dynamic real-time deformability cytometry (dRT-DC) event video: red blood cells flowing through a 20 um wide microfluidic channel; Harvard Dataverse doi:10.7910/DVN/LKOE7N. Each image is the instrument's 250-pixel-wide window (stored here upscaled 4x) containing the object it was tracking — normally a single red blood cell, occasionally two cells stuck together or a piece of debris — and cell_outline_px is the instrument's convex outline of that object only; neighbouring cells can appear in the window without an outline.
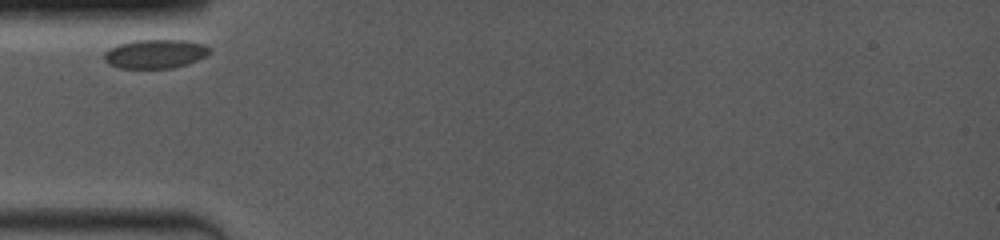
{"species": "common noctule bat (a hibernating species)", "species_latin": "Nyctalus noctula", "temperature_condition": "room temperature", "stored_images_in_passage": 1, "camera_frame_rate_fps": 4000, "um_per_image_px": 0.085, "animal": {"sex": "female", "body_mass_g": 19.0, "forearm_length_mm": 53.3}, "frame": {"image": 1, "passage_image": 1, "time_ms": 0.0, "image_size_px": [1000, 240], "cell_outline_px": [[212, 52], [188, 64], [172, 68], [120, 68], [108, 64], [104, 60], [104, 52], [108, 48], [116, 44], [136, 40], [188, 40], [204, 44], [212, 48]], "centroid_in_image_um": [13.19, 4.57], "position_along_channel_um": 71.8, "area_um2": 18.03}}